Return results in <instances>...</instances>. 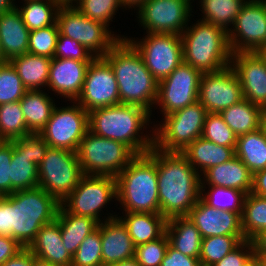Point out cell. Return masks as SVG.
Here are the masks:
<instances>
[{
    "instance_id": "obj_1",
    "label": "cell",
    "mask_w": 266,
    "mask_h": 266,
    "mask_svg": "<svg viewBox=\"0 0 266 266\" xmlns=\"http://www.w3.org/2000/svg\"><path fill=\"white\" fill-rule=\"evenodd\" d=\"M160 214L166 219L187 216L201 196L199 172L182 152L156 148Z\"/></svg>"
},
{
    "instance_id": "obj_2",
    "label": "cell",
    "mask_w": 266,
    "mask_h": 266,
    "mask_svg": "<svg viewBox=\"0 0 266 266\" xmlns=\"http://www.w3.org/2000/svg\"><path fill=\"white\" fill-rule=\"evenodd\" d=\"M114 70L121 104L140 106L151 113L159 82L147 69L140 53L125 38L104 56Z\"/></svg>"
},
{
    "instance_id": "obj_3",
    "label": "cell",
    "mask_w": 266,
    "mask_h": 266,
    "mask_svg": "<svg viewBox=\"0 0 266 266\" xmlns=\"http://www.w3.org/2000/svg\"><path fill=\"white\" fill-rule=\"evenodd\" d=\"M151 113L128 104L98 108L88 112L89 131L127 145L136 155L147 153L154 146L152 137L140 136L139 131L149 123Z\"/></svg>"
},
{
    "instance_id": "obj_4",
    "label": "cell",
    "mask_w": 266,
    "mask_h": 266,
    "mask_svg": "<svg viewBox=\"0 0 266 266\" xmlns=\"http://www.w3.org/2000/svg\"><path fill=\"white\" fill-rule=\"evenodd\" d=\"M117 198L125 212L160 214L156 148L136 155L116 176Z\"/></svg>"
},
{
    "instance_id": "obj_5",
    "label": "cell",
    "mask_w": 266,
    "mask_h": 266,
    "mask_svg": "<svg viewBox=\"0 0 266 266\" xmlns=\"http://www.w3.org/2000/svg\"><path fill=\"white\" fill-rule=\"evenodd\" d=\"M60 203L39 186L7 195L8 237L27 248L43 225L56 219Z\"/></svg>"
},
{
    "instance_id": "obj_6",
    "label": "cell",
    "mask_w": 266,
    "mask_h": 266,
    "mask_svg": "<svg viewBox=\"0 0 266 266\" xmlns=\"http://www.w3.org/2000/svg\"><path fill=\"white\" fill-rule=\"evenodd\" d=\"M192 27V28H191ZM187 27L181 34L183 62L202 73L217 72L231 65L228 31L204 21Z\"/></svg>"
},
{
    "instance_id": "obj_7",
    "label": "cell",
    "mask_w": 266,
    "mask_h": 266,
    "mask_svg": "<svg viewBox=\"0 0 266 266\" xmlns=\"http://www.w3.org/2000/svg\"><path fill=\"white\" fill-rule=\"evenodd\" d=\"M77 156L84 175L116 177L136 154L124 143L102 138L88 130Z\"/></svg>"
},
{
    "instance_id": "obj_8",
    "label": "cell",
    "mask_w": 266,
    "mask_h": 266,
    "mask_svg": "<svg viewBox=\"0 0 266 266\" xmlns=\"http://www.w3.org/2000/svg\"><path fill=\"white\" fill-rule=\"evenodd\" d=\"M72 5L63 3L58 10L56 24L59 34L78 41L95 57H104L120 39L127 38L116 37L107 26L86 17Z\"/></svg>"
},
{
    "instance_id": "obj_9",
    "label": "cell",
    "mask_w": 266,
    "mask_h": 266,
    "mask_svg": "<svg viewBox=\"0 0 266 266\" xmlns=\"http://www.w3.org/2000/svg\"><path fill=\"white\" fill-rule=\"evenodd\" d=\"M206 108L197 100L183 109L165 115L153 131L154 147L165 152H182L202 136Z\"/></svg>"
},
{
    "instance_id": "obj_10",
    "label": "cell",
    "mask_w": 266,
    "mask_h": 266,
    "mask_svg": "<svg viewBox=\"0 0 266 266\" xmlns=\"http://www.w3.org/2000/svg\"><path fill=\"white\" fill-rule=\"evenodd\" d=\"M38 186L61 203L84 175L77 152L49 147L38 166Z\"/></svg>"
},
{
    "instance_id": "obj_11",
    "label": "cell",
    "mask_w": 266,
    "mask_h": 266,
    "mask_svg": "<svg viewBox=\"0 0 266 266\" xmlns=\"http://www.w3.org/2000/svg\"><path fill=\"white\" fill-rule=\"evenodd\" d=\"M127 40L140 53L145 66L158 81L169 76L183 62L181 35L148 33L141 41Z\"/></svg>"
},
{
    "instance_id": "obj_12",
    "label": "cell",
    "mask_w": 266,
    "mask_h": 266,
    "mask_svg": "<svg viewBox=\"0 0 266 266\" xmlns=\"http://www.w3.org/2000/svg\"><path fill=\"white\" fill-rule=\"evenodd\" d=\"M112 198H117L116 177L83 175L60 206L67 213L88 216L101 223L99 212Z\"/></svg>"
},
{
    "instance_id": "obj_13",
    "label": "cell",
    "mask_w": 266,
    "mask_h": 266,
    "mask_svg": "<svg viewBox=\"0 0 266 266\" xmlns=\"http://www.w3.org/2000/svg\"><path fill=\"white\" fill-rule=\"evenodd\" d=\"M73 106L54 107L40 134L49 147L77 152L81 140L89 130L88 112L76 102Z\"/></svg>"
},
{
    "instance_id": "obj_14",
    "label": "cell",
    "mask_w": 266,
    "mask_h": 266,
    "mask_svg": "<svg viewBox=\"0 0 266 266\" xmlns=\"http://www.w3.org/2000/svg\"><path fill=\"white\" fill-rule=\"evenodd\" d=\"M202 72L182 62L169 76L159 82L155 104L169 115L198 100Z\"/></svg>"
},
{
    "instance_id": "obj_15",
    "label": "cell",
    "mask_w": 266,
    "mask_h": 266,
    "mask_svg": "<svg viewBox=\"0 0 266 266\" xmlns=\"http://www.w3.org/2000/svg\"><path fill=\"white\" fill-rule=\"evenodd\" d=\"M75 102L87 112L121 104L114 70L104 57H95L91 61Z\"/></svg>"
},
{
    "instance_id": "obj_16",
    "label": "cell",
    "mask_w": 266,
    "mask_h": 266,
    "mask_svg": "<svg viewBox=\"0 0 266 266\" xmlns=\"http://www.w3.org/2000/svg\"><path fill=\"white\" fill-rule=\"evenodd\" d=\"M191 0H147L138 8L139 22L147 33L181 35L191 16ZM190 14V15H189Z\"/></svg>"
},
{
    "instance_id": "obj_17",
    "label": "cell",
    "mask_w": 266,
    "mask_h": 266,
    "mask_svg": "<svg viewBox=\"0 0 266 266\" xmlns=\"http://www.w3.org/2000/svg\"><path fill=\"white\" fill-rule=\"evenodd\" d=\"M228 30L232 53L256 52L266 43V9L260 0H248Z\"/></svg>"
},
{
    "instance_id": "obj_18",
    "label": "cell",
    "mask_w": 266,
    "mask_h": 266,
    "mask_svg": "<svg viewBox=\"0 0 266 266\" xmlns=\"http://www.w3.org/2000/svg\"><path fill=\"white\" fill-rule=\"evenodd\" d=\"M242 99L240 80L231 66L202 74L198 101L208 113H220Z\"/></svg>"
},
{
    "instance_id": "obj_19",
    "label": "cell",
    "mask_w": 266,
    "mask_h": 266,
    "mask_svg": "<svg viewBox=\"0 0 266 266\" xmlns=\"http://www.w3.org/2000/svg\"><path fill=\"white\" fill-rule=\"evenodd\" d=\"M240 80L243 98L266 107V64L256 52L232 54L231 65Z\"/></svg>"
},
{
    "instance_id": "obj_20",
    "label": "cell",
    "mask_w": 266,
    "mask_h": 266,
    "mask_svg": "<svg viewBox=\"0 0 266 266\" xmlns=\"http://www.w3.org/2000/svg\"><path fill=\"white\" fill-rule=\"evenodd\" d=\"M187 217L200 231L202 239L210 236H244L241 216L230 211H220L207 205L201 198L190 210Z\"/></svg>"
},
{
    "instance_id": "obj_21",
    "label": "cell",
    "mask_w": 266,
    "mask_h": 266,
    "mask_svg": "<svg viewBox=\"0 0 266 266\" xmlns=\"http://www.w3.org/2000/svg\"><path fill=\"white\" fill-rule=\"evenodd\" d=\"M91 61L52 58L47 87L65 98L76 101L80 95Z\"/></svg>"
},
{
    "instance_id": "obj_22",
    "label": "cell",
    "mask_w": 266,
    "mask_h": 266,
    "mask_svg": "<svg viewBox=\"0 0 266 266\" xmlns=\"http://www.w3.org/2000/svg\"><path fill=\"white\" fill-rule=\"evenodd\" d=\"M116 216H109L104 223H99L103 266H112L135 255V245Z\"/></svg>"
},
{
    "instance_id": "obj_23",
    "label": "cell",
    "mask_w": 266,
    "mask_h": 266,
    "mask_svg": "<svg viewBox=\"0 0 266 266\" xmlns=\"http://www.w3.org/2000/svg\"><path fill=\"white\" fill-rule=\"evenodd\" d=\"M27 249L37 258L56 266H71L72 255L64 247L59 221L43 225Z\"/></svg>"
},
{
    "instance_id": "obj_24",
    "label": "cell",
    "mask_w": 266,
    "mask_h": 266,
    "mask_svg": "<svg viewBox=\"0 0 266 266\" xmlns=\"http://www.w3.org/2000/svg\"><path fill=\"white\" fill-rule=\"evenodd\" d=\"M29 32L17 7L0 13V42L7 61L28 53Z\"/></svg>"
},
{
    "instance_id": "obj_25",
    "label": "cell",
    "mask_w": 266,
    "mask_h": 266,
    "mask_svg": "<svg viewBox=\"0 0 266 266\" xmlns=\"http://www.w3.org/2000/svg\"><path fill=\"white\" fill-rule=\"evenodd\" d=\"M203 175L210 186L234 188L246 194L252 189L253 174L236 155L225 163L210 167Z\"/></svg>"
},
{
    "instance_id": "obj_26",
    "label": "cell",
    "mask_w": 266,
    "mask_h": 266,
    "mask_svg": "<svg viewBox=\"0 0 266 266\" xmlns=\"http://www.w3.org/2000/svg\"><path fill=\"white\" fill-rule=\"evenodd\" d=\"M165 233L171 247L186 256L199 258L202 236L187 216L167 219Z\"/></svg>"
},
{
    "instance_id": "obj_27",
    "label": "cell",
    "mask_w": 266,
    "mask_h": 266,
    "mask_svg": "<svg viewBox=\"0 0 266 266\" xmlns=\"http://www.w3.org/2000/svg\"><path fill=\"white\" fill-rule=\"evenodd\" d=\"M125 216L117 218L126 227L135 246L156 240L166 231L167 219L161 214L125 212Z\"/></svg>"
},
{
    "instance_id": "obj_28",
    "label": "cell",
    "mask_w": 266,
    "mask_h": 266,
    "mask_svg": "<svg viewBox=\"0 0 266 266\" xmlns=\"http://www.w3.org/2000/svg\"><path fill=\"white\" fill-rule=\"evenodd\" d=\"M235 148L217 145L203 137H199L182 153L197 172L200 167V173L201 171L204 173L210 167L220 165L232 159L235 156Z\"/></svg>"
},
{
    "instance_id": "obj_29",
    "label": "cell",
    "mask_w": 266,
    "mask_h": 266,
    "mask_svg": "<svg viewBox=\"0 0 266 266\" xmlns=\"http://www.w3.org/2000/svg\"><path fill=\"white\" fill-rule=\"evenodd\" d=\"M9 142L13 147L10 163V194L38 187V166L30 162V158L27 156V147L19 139Z\"/></svg>"
},
{
    "instance_id": "obj_30",
    "label": "cell",
    "mask_w": 266,
    "mask_h": 266,
    "mask_svg": "<svg viewBox=\"0 0 266 266\" xmlns=\"http://www.w3.org/2000/svg\"><path fill=\"white\" fill-rule=\"evenodd\" d=\"M56 219L59 221L64 247L73 256L87 235L94 232L99 222L88 216L67 213L59 206Z\"/></svg>"
},
{
    "instance_id": "obj_31",
    "label": "cell",
    "mask_w": 266,
    "mask_h": 266,
    "mask_svg": "<svg viewBox=\"0 0 266 266\" xmlns=\"http://www.w3.org/2000/svg\"><path fill=\"white\" fill-rule=\"evenodd\" d=\"M51 61L52 59L46 56L25 53L9 62L27 90H40L48 83Z\"/></svg>"
},
{
    "instance_id": "obj_32",
    "label": "cell",
    "mask_w": 266,
    "mask_h": 266,
    "mask_svg": "<svg viewBox=\"0 0 266 266\" xmlns=\"http://www.w3.org/2000/svg\"><path fill=\"white\" fill-rule=\"evenodd\" d=\"M43 90H27L20 105L29 132L40 133L56 106ZM54 103V104H53Z\"/></svg>"
},
{
    "instance_id": "obj_33",
    "label": "cell",
    "mask_w": 266,
    "mask_h": 266,
    "mask_svg": "<svg viewBox=\"0 0 266 266\" xmlns=\"http://www.w3.org/2000/svg\"><path fill=\"white\" fill-rule=\"evenodd\" d=\"M262 109L243 98L219 114L238 137L260 128Z\"/></svg>"
},
{
    "instance_id": "obj_34",
    "label": "cell",
    "mask_w": 266,
    "mask_h": 266,
    "mask_svg": "<svg viewBox=\"0 0 266 266\" xmlns=\"http://www.w3.org/2000/svg\"><path fill=\"white\" fill-rule=\"evenodd\" d=\"M235 155L252 174L266 169V136L262 129L238 136Z\"/></svg>"
},
{
    "instance_id": "obj_35",
    "label": "cell",
    "mask_w": 266,
    "mask_h": 266,
    "mask_svg": "<svg viewBox=\"0 0 266 266\" xmlns=\"http://www.w3.org/2000/svg\"><path fill=\"white\" fill-rule=\"evenodd\" d=\"M25 4L17 9L29 31L49 27L56 23L61 1H32L24 0Z\"/></svg>"
},
{
    "instance_id": "obj_36",
    "label": "cell",
    "mask_w": 266,
    "mask_h": 266,
    "mask_svg": "<svg viewBox=\"0 0 266 266\" xmlns=\"http://www.w3.org/2000/svg\"><path fill=\"white\" fill-rule=\"evenodd\" d=\"M241 228L245 240L250 241L266 229V197H260L251 192L246 194L241 215Z\"/></svg>"
},
{
    "instance_id": "obj_37",
    "label": "cell",
    "mask_w": 266,
    "mask_h": 266,
    "mask_svg": "<svg viewBox=\"0 0 266 266\" xmlns=\"http://www.w3.org/2000/svg\"><path fill=\"white\" fill-rule=\"evenodd\" d=\"M204 17L201 21L229 30L247 0H201ZM230 23V24H229Z\"/></svg>"
},
{
    "instance_id": "obj_38",
    "label": "cell",
    "mask_w": 266,
    "mask_h": 266,
    "mask_svg": "<svg viewBox=\"0 0 266 266\" xmlns=\"http://www.w3.org/2000/svg\"><path fill=\"white\" fill-rule=\"evenodd\" d=\"M203 182V183H202ZM206 183L201 179V196L200 198L210 207L218 209L220 211H230L238 213L240 216L243 212L244 200L246 193L234 188L209 186L210 192H206V195L202 192ZM203 190V191H202ZM205 195V196H204Z\"/></svg>"
},
{
    "instance_id": "obj_39",
    "label": "cell",
    "mask_w": 266,
    "mask_h": 266,
    "mask_svg": "<svg viewBox=\"0 0 266 266\" xmlns=\"http://www.w3.org/2000/svg\"><path fill=\"white\" fill-rule=\"evenodd\" d=\"M245 236H210L202 239L199 260L201 266H212L237 248Z\"/></svg>"
},
{
    "instance_id": "obj_40",
    "label": "cell",
    "mask_w": 266,
    "mask_h": 266,
    "mask_svg": "<svg viewBox=\"0 0 266 266\" xmlns=\"http://www.w3.org/2000/svg\"><path fill=\"white\" fill-rule=\"evenodd\" d=\"M30 133L20 101L0 104V140L10 141Z\"/></svg>"
},
{
    "instance_id": "obj_41",
    "label": "cell",
    "mask_w": 266,
    "mask_h": 266,
    "mask_svg": "<svg viewBox=\"0 0 266 266\" xmlns=\"http://www.w3.org/2000/svg\"><path fill=\"white\" fill-rule=\"evenodd\" d=\"M201 137L225 147H236L237 143V135L219 113H207Z\"/></svg>"
},
{
    "instance_id": "obj_42",
    "label": "cell",
    "mask_w": 266,
    "mask_h": 266,
    "mask_svg": "<svg viewBox=\"0 0 266 266\" xmlns=\"http://www.w3.org/2000/svg\"><path fill=\"white\" fill-rule=\"evenodd\" d=\"M71 266H103L99 225L80 244L72 257Z\"/></svg>"
},
{
    "instance_id": "obj_43",
    "label": "cell",
    "mask_w": 266,
    "mask_h": 266,
    "mask_svg": "<svg viewBox=\"0 0 266 266\" xmlns=\"http://www.w3.org/2000/svg\"><path fill=\"white\" fill-rule=\"evenodd\" d=\"M26 91L12 64H0V104L20 101Z\"/></svg>"
},
{
    "instance_id": "obj_44",
    "label": "cell",
    "mask_w": 266,
    "mask_h": 266,
    "mask_svg": "<svg viewBox=\"0 0 266 266\" xmlns=\"http://www.w3.org/2000/svg\"><path fill=\"white\" fill-rule=\"evenodd\" d=\"M77 2L76 7L86 17L100 22L109 27V21L119 7H122L120 0H73Z\"/></svg>"
},
{
    "instance_id": "obj_45",
    "label": "cell",
    "mask_w": 266,
    "mask_h": 266,
    "mask_svg": "<svg viewBox=\"0 0 266 266\" xmlns=\"http://www.w3.org/2000/svg\"><path fill=\"white\" fill-rule=\"evenodd\" d=\"M59 31L57 24L29 32L28 53L54 58Z\"/></svg>"
},
{
    "instance_id": "obj_46",
    "label": "cell",
    "mask_w": 266,
    "mask_h": 266,
    "mask_svg": "<svg viewBox=\"0 0 266 266\" xmlns=\"http://www.w3.org/2000/svg\"><path fill=\"white\" fill-rule=\"evenodd\" d=\"M169 240L164 233L160 238L135 246L134 258L140 266H160L165 257Z\"/></svg>"
},
{
    "instance_id": "obj_47",
    "label": "cell",
    "mask_w": 266,
    "mask_h": 266,
    "mask_svg": "<svg viewBox=\"0 0 266 266\" xmlns=\"http://www.w3.org/2000/svg\"><path fill=\"white\" fill-rule=\"evenodd\" d=\"M54 57L79 61H92L95 58V55H92L78 41L59 34Z\"/></svg>"
},
{
    "instance_id": "obj_48",
    "label": "cell",
    "mask_w": 266,
    "mask_h": 266,
    "mask_svg": "<svg viewBox=\"0 0 266 266\" xmlns=\"http://www.w3.org/2000/svg\"><path fill=\"white\" fill-rule=\"evenodd\" d=\"M254 258L252 241L244 240L237 248L212 266H247Z\"/></svg>"
},
{
    "instance_id": "obj_49",
    "label": "cell",
    "mask_w": 266,
    "mask_h": 266,
    "mask_svg": "<svg viewBox=\"0 0 266 266\" xmlns=\"http://www.w3.org/2000/svg\"><path fill=\"white\" fill-rule=\"evenodd\" d=\"M18 139L27 147V156L30 158V162L39 166L49 148L42 135L30 132Z\"/></svg>"
},
{
    "instance_id": "obj_50",
    "label": "cell",
    "mask_w": 266,
    "mask_h": 266,
    "mask_svg": "<svg viewBox=\"0 0 266 266\" xmlns=\"http://www.w3.org/2000/svg\"><path fill=\"white\" fill-rule=\"evenodd\" d=\"M13 147L9 141H0V197L10 195V163Z\"/></svg>"
},
{
    "instance_id": "obj_51",
    "label": "cell",
    "mask_w": 266,
    "mask_h": 266,
    "mask_svg": "<svg viewBox=\"0 0 266 266\" xmlns=\"http://www.w3.org/2000/svg\"><path fill=\"white\" fill-rule=\"evenodd\" d=\"M160 266H201V263L199 258L186 256L168 245Z\"/></svg>"
},
{
    "instance_id": "obj_52",
    "label": "cell",
    "mask_w": 266,
    "mask_h": 266,
    "mask_svg": "<svg viewBox=\"0 0 266 266\" xmlns=\"http://www.w3.org/2000/svg\"><path fill=\"white\" fill-rule=\"evenodd\" d=\"M23 249L24 247L17 240L0 235V266Z\"/></svg>"
},
{
    "instance_id": "obj_53",
    "label": "cell",
    "mask_w": 266,
    "mask_h": 266,
    "mask_svg": "<svg viewBox=\"0 0 266 266\" xmlns=\"http://www.w3.org/2000/svg\"><path fill=\"white\" fill-rule=\"evenodd\" d=\"M35 256L24 248L15 257L8 259L1 266H33Z\"/></svg>"
},
{
    "instance_id": "obj_54",
    "label": "cell",
    "mask_w": 266,
    "mask_h": 266,
    "mask_svg": "<svg viewBox=\"0 0 266 266\" xmlns=\"http://www.w3.org/2000/svg\"><path fill=\"white\" fill-rule=\"evenodd\" d=\"M251 193L266 197V169L253 174Z\"/></svg>"
},
{
    "instance_id": "obj_55",
    "label": "cell",
    "mask_w": 266,
    "mask_h": 266,
    "mask_svg": "<svg viewBox=\"0 0 266 266\" xmlns=\"http://www.w3.org/2000/svg\"><path fill=\"white\" fill-rule=\"evenodd\" d=\"M254 257H266V229L261 231L252 240Z\"/></svg>"
},
{
    "instance_id": "obj_56",
    "label": "cell",
    "mask_w": 266,
    "mask_h": 266,
    "mask_svg": "<svg viewBox=\"0 0 266 266\" xmlns=\"http://www.w3.org/2000/svg\"><path fill=\"white\" fill-rule=\"evenodd\" d=\"M0 235L8 236L7 196L0 197Z\"/></svg>"
},
{
    "instance_id": "obj_57",
    "label": "cell",
    "mask_w": 266,
    "mask_h": 266,
    "mask_svg": "<svg viewBox=\"0 0 266 266\" xmlns=\"http://www.w3.org/2000/svg\"><path fill=\"white\" fill-rule=\"evenodd\" d=\"M147 0H120L121 5L126 8L141 7Z\"/></svg>"
},
{
    "instance_id": "obj_58",
    "label": "cell",
    "mask_w": 266,
    "mask_h": 266,
    "mask_svg": "<svg viewBox=\"0 0 266 266\" xmlns=\"http://www.w3.org/2000/svg\"><path fill=\"white\" fill-rule=\"evenodd\" d=\"M13 1L15 0H0V13L16 7Z\"/></svg>"
},
{
    "instance_id": "obj_59",
    "label": "cell",
    "mask_w": 266,
    "mask_h": 266,
    "mask_svg": "<svg viewBox=\"0 0 266 266\" xmlns=\"http://www.w3.org/2000/svg\"><path fill=\"white\" fill-rule=\"evenodd\" d=\"M112 266H140L136 259L133 257L131 259L123 260L119 263H116Z\"/></svg>"
},
{
    "instance_id": "obj_60",
    "label": "cell",
    "mask_w": 266,
    "mask_h": 266,
    "mask_svg": "<svg viewBox=\"0 0 266 266\" xmlns=\"http://www.w3.org/2000/svg\"><path fill=\"white\" fill-rule=\"evenodd\" d=\"M260 128L262 129L263 133L266 136V107L262 109L261 112V123H260Z\"/></svg>"
},
{
    "instance_id": "obj_61",
    "label": "cell",
    "mask_w": 266,
    "mask_h": 266,
    "mask_svg": "<svg viewBox=\"0 0 266 266\" xmlns=\"http://www.w3.org/2000/svg\"><path fill=\"white\" fill-rule=\"evenodd\" d=\"M256 53L258 54V56L265 62L266 64V43L261 46Z\"/></svg>"
},
{
    "instance_id": "obj_62",
    "label": "cell",
    "mask_w": 266,
    "mask_h": 266,
    "mask_svg": "<svg viewBox=\"0 0 266 266\" xmlns=\"http://www.w3.org/2000/svg\"><path fill=\"white\" fill-rule=\"evenodd\" d=\"M33 266H56L50 262H47V261H44V260H41L37 257H35V260H34V263H33Z\"/></svg>"
},
{
    "instance_id": "obj_63",
    "label": "cell",
    "mask_w": 266,
    "mask_h": 266,
    "mask_svg": "<svg viewBox=\"0 0 266 266\" xmlns=\"http://www.w3.org/2000/svg\"><path fill=\"white\" fill-rule=\"evenodd\" d=\"M6 62H8V61L5 59V56H4L2 47H1V42H0V64H4Z\"/></svg>"
},
{
    "instance_id": "obj_64",
    "label": "cell",
    "mask_w": 266,
    "mask_h": 266,
    "mask_svg": "<svg viewBox=\"0 0 266 266\" xmlns=\"http://www.w3.org/2000/svg\"><path fill=\"white\" fill-rule=\"evenodd\" d=\"M262 266H266V257H255Z\"/></svg>"
},
{
    "instance_id": "obj_65",
    "label": "cell",
    "mask_w": 266,
    "mask_h": 266,
    "mask_svg": "<svg viewBox=\"0 0 266 266\" xmlns=\"http://www.w3.org/2000/svg\"><path fill=\"white\" fill-rule=\"evenodd\" d=\"M254 266H262L256 258H254Z\"/></svg>"
},
{
    "instance_id": "obj_66",
    "label": "cell",
    "mask_w": 266,
    "mask_h": 266,
    "mask_svg": "<svg viewBox=\"0 0 266 266\" xmlns=\"http://www.w3.org/2000/svg\"><path fill=\"white\" fill-rule=\"evenodd\" d=\"M62 3H74L73 0H60Z\"/></svg>"
},
{
    "instance_id": "obj_67",
    "label": "cell",
    "mask_w": 266,
    "mask_h": 266,
    "mask_svg": "<svg viewBox=\"0 0 266 266\" xmlns=\"http://www.w3.org/2000/svg\"><path fill=\"white\" fill-rule=\"evenodd\" d=\"M261 3L264 5L265 9H266V0H260Z\"/></svg>"
},
{
    "instance_id": "obj_68",
    "label": "cell",
    "mask_w": 266,
    "mask_h": 266,
    "mask_svg": "<svg viewBox=\"0 0 266 266\" xmlns=\"http://www.w3.org/2000/svg\"><path fill=\"white\" fill-rule=\"evenodd\" d=\"M32 1H60V0H32Z\"/></svg>"
},
{
    "instance_id": "obj_69",
    "label": "cell",
    "mask_w": 266,
    "mask_h": 266,
    "mask_svg": "<svg viewBox=\"0 0 266 266\" xmlns=\"http://www.w3.org/2000/svg\"><path fill=\"white\" fill-rule=\"evenodd\" d=\"M247 266H254V259Z\"/></svg>"
}]
</instances>
